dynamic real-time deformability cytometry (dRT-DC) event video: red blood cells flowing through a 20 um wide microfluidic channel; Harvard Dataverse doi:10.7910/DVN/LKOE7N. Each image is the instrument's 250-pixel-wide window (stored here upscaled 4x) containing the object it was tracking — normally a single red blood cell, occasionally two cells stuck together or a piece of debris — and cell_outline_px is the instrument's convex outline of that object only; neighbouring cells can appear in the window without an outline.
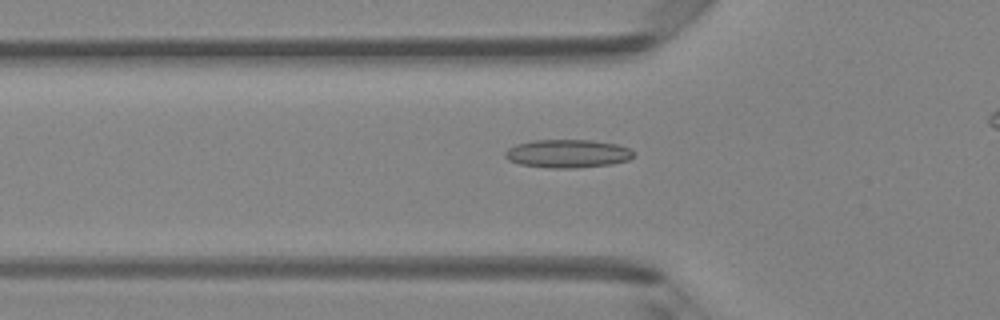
{"species": "Egyptian fruit bat (a non-hibernating species)", "species_latin": "Rousettus aegyptiacus", "temperature_condition": "room temperature", "stored_images_in_passage": 28, "camera_frame_rate_fps": 3000, "um_per_image_px": 0.085, "animal": {"sex": "female"}, "frame": {"image": 1, "passage_image": 2, "time_ms": 0.333, "image_size_px": [1000, 320], "cell_outline_px": [[636, 156], [628, 160], [612, 164], [576, 168], [548, 168], [520, 164], [508, 160], [504, 156], [504, 152], [508, 148], [516, 144], [536, 140], [592, 140], [616, 144], [628, 148]], "centroid_in_image_um": [48.23, 13.06], "position_along_channel_um": 77.6, "area_um2": 21.21}}
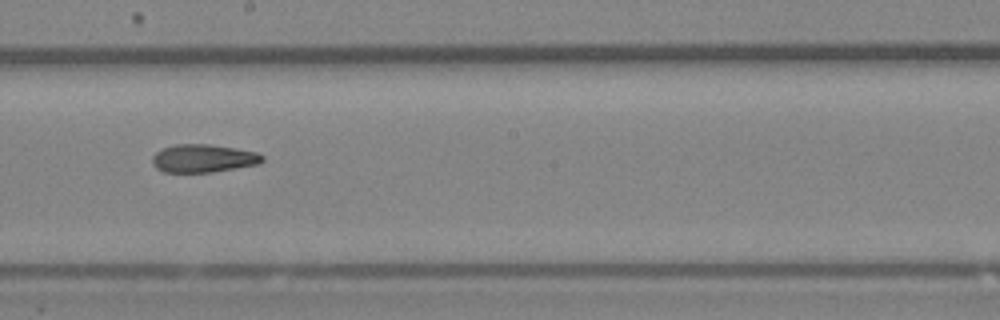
{"frame": {"image": 2, "passage_image": 13, "time_ms": 4.0, "image_size_px": [1000, 320], "cell_outline_px": [[264, 160], [260, 164], [212, 172], [164, 172], [156, 168], [152, 164], [152, 156], [156, 152], [164, 148], [176, 144], [208, 144], [256, 152], [264, 156]], "centroid_in_image_um": [17.27, 13.47], "position_along_channel_um": 230.9, "area_um2": 17.92}}
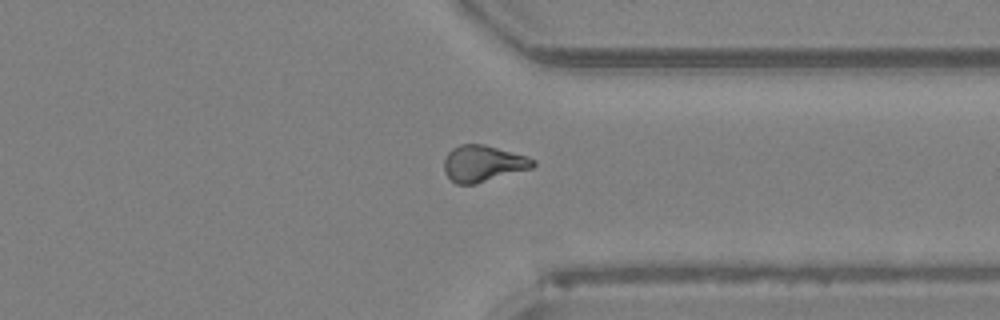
{"frame": {"image": 3, "passage_image": 23, "time_ms": 7.333, "image_size_px": [1000, 320], "cell_outline_px": [[536, 164], [532, 168], [476, 184], [456, 184], [444, 172], [444, 160], [448, 152], [452, 148], [460, 144], [484, 144], [528, 156], [536, 160]], "centroid_in_image_um": [41.07, 13.89], "position_along_channel_um": 370.3, "area_um2": 18.96}}